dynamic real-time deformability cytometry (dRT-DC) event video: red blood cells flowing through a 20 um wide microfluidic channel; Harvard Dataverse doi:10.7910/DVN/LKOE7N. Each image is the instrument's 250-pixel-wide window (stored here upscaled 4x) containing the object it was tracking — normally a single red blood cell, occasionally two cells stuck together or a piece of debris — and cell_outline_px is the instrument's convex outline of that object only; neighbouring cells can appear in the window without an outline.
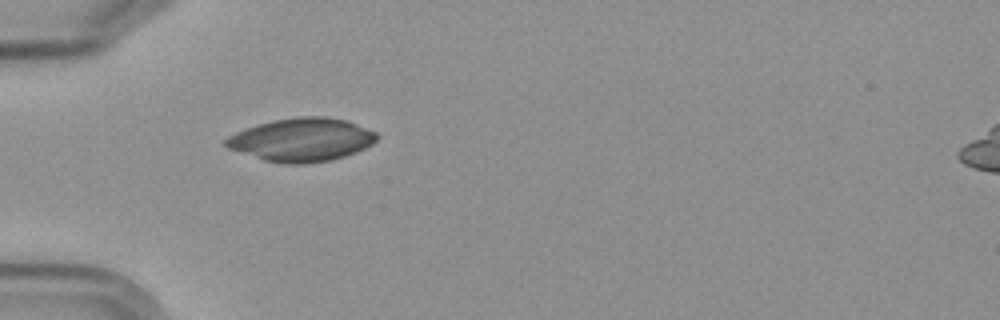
{"species": "Egyptian fruit bat (a non-hibernating species)", "species_latin": "Rousettus aegyptiacus", "temperature_condition": "cold", "stored_images_in_passage": 1, "camera_frame_rate_fps": 3000, "um_per_image_px": 0.085, "frame": {"image": 1, "passage_image": 1, "time_ms": 0.0, "image_size_px": [1000, 320], "cell_outline_px": [[380, 136], [372, 144], [356, 152], [332, 160], [304, 164], [284, 164], [264, 160], [228, 148], [224, 144], [224, 140], [228, 136], [236, 132], [272, 120], [296, 116], [328, 116], [348, 120], [376, 132]], "centroid_in_image_um": [25.67, 11.87], "position_along_channel_um": 59.3, "area_um2": 38.21}}